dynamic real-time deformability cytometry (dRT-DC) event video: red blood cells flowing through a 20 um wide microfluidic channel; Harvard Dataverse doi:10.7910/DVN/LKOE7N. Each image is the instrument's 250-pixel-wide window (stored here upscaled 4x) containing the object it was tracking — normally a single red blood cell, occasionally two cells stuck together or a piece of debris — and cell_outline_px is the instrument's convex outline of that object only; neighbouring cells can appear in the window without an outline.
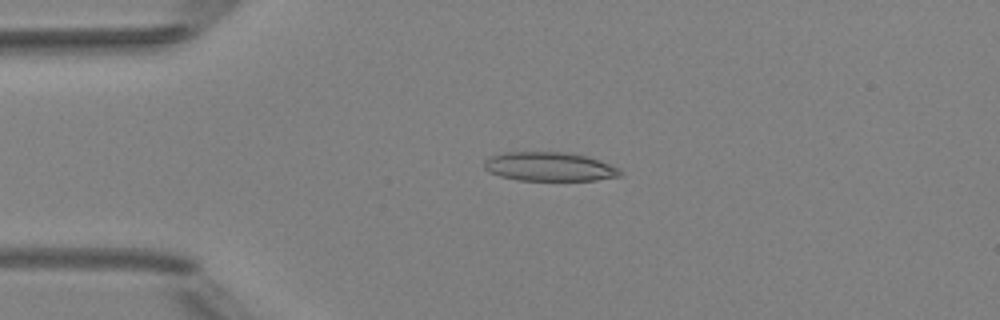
{"species": "Egyptian fruit bat (a non-hibernating species)", "species_latin": "Rousettus aegyptiacus", "temperature_condition": "room temperature", "stored_images_in_passage": 3, "camera_frame_rate_fps": 3000, "um_per_image_px": 0.085, "animal": {"sex": "female"}, "frame": {"image": 1, "passage_image": 2, "time_ms": 1.0, "image_size_px": [1000, 320], "cell_outline_px": [[624, 176], [596, 180], [520, 180], [500, 176], [484, 168], [484, 160], [492, 156], [504, 152], [564, 152], [588, 156], [600, 160], [620, 168], [624, 172]], "centroid_in_image_um": [46.78, 14.16], "position_along_channel_um": 38.2, "area_um2": 23.06}}